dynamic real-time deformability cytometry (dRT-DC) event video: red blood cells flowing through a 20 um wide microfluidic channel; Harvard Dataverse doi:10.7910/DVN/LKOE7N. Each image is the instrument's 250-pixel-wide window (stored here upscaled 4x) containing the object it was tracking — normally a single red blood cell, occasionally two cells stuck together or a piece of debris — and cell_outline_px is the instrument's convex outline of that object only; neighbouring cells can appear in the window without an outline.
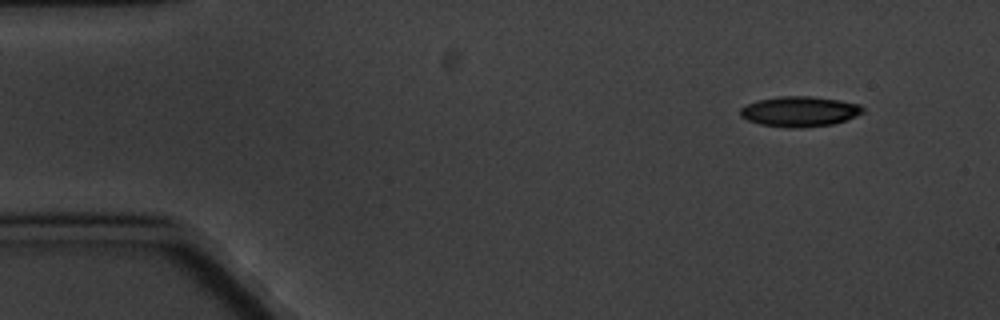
{"species": "common noctule bat (a hibernating species)", "species_latin": "Nyctalus noctula", "temperature_condition": "cold", "stored_images_in_passage": 5, "segment_of_instrument_passage": [1, 2], "camera_frame_rate_fps": 3000, "um_per_image_px": 0.085, "animal": {"sex": "male", "body_mass_g": 20.1, "forearm_length_mm": 53.5}, "frame": {"image": 1, "passage_image": 1, "time_ms": 0.0, "image_size_px": [1000, 320], "cell_outline_px": [[864, 112], [856, 116], [832, 124], [800, 128], [788, 128], [760, 124], [748, 120], [740, 116], [740, 108], [756, 100], [780, 96], [812, 96], [840, 100], [860, 104], [864, 108]], "centroid_in_image_um": [67.97, 9.47], "position_along_channel_um": 17.0, "area_um2": 21.68}}
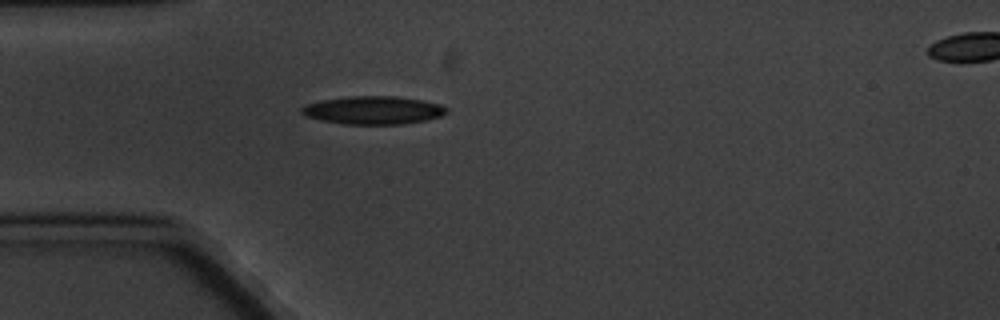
{"frame": {"image": 2, "passage_image": 4, "time_ms": 3.667, "image_size_px": [1000, 320], "cell_outline_px": [[448, 112], [440, 116], [424, 120], [404, 124], [344, 124], [320, 120], [304, 116], [300, 112], [300, 108], [304, 104], [320, 100], [348, 96], [396, 96], [420, 100], [440, 104], [448, 108]], "centroid_in_image_um": [31.67, 9.36], "position_along_channel_um": 53.3, "area_um2": 23.87}}